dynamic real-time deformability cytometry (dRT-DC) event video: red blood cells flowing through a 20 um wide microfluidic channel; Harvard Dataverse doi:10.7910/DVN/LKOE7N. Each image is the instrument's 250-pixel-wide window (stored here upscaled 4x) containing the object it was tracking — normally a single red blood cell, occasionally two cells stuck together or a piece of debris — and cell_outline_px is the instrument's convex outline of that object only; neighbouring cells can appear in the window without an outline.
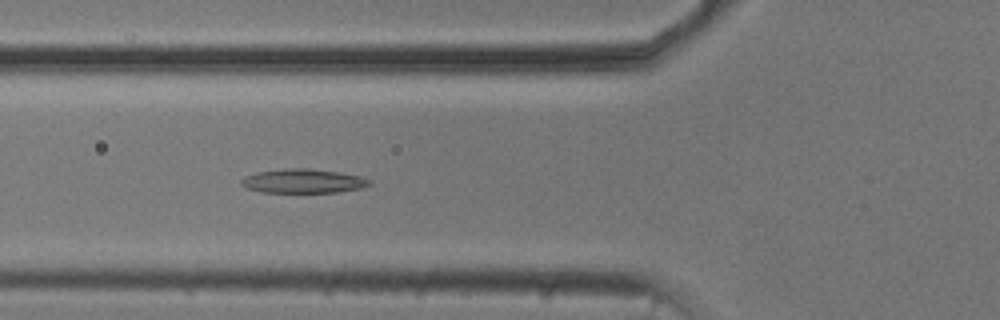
{"species": "common noctule bat (a hibernating species)", "species_latin": "Nyctalus noctula", "temperature_condition": "cold", "stored_images_in_passage": 44, "camera_frame_rate_fps": 3000, "um_per_image_px": 0.085, "animal": {"sex": "male", "body_mass_g": 20.5, "forearm_length_mm": 52.5}, "frame": {"image": 1, "passage_image": 10, "time_ms": 3.0, "image_size_px": [1000, 320], "cell_outline_px": [[372, 184], [360, 188], [340, 192], [260, 192], [244, 188], [240, 184], [240, 180], [244, 176], [256, 172], [284, 168], [308, 168], [340, 172], [360, 176], [372, 180]], "centroid_in_image_um": [25.74, 15.38], "position_along_channel_um": 100.1, "area_um2": 18.26}}
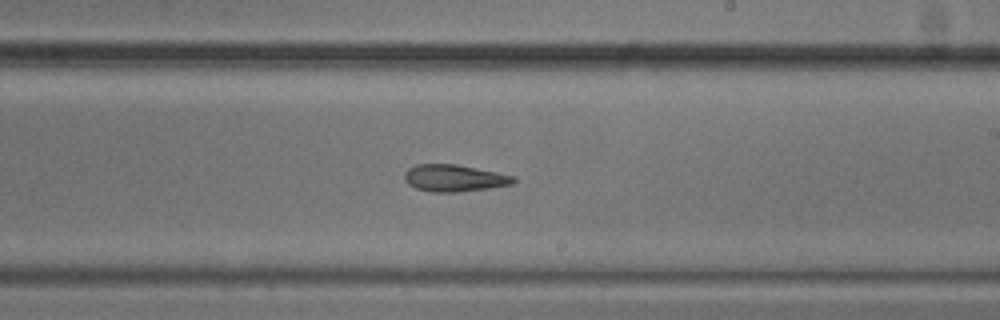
{"frame": {"image": 2, "passage_image": 22, "time_ms": 7.0, "image_size_px": [1000, 320], "cell_outline_px": [[516, 180], [512, 184], [488, 188], [456, 192], [432, 192], [416, 188], [408, 184], [404, 180], [404, 172], [408, 168], [416, 164], [456, 164], [516, 176]], "centroid_in_image_um": [38.58, 15.13], "position_along_channel_um": 250.4, "area_um2": 17.11}}
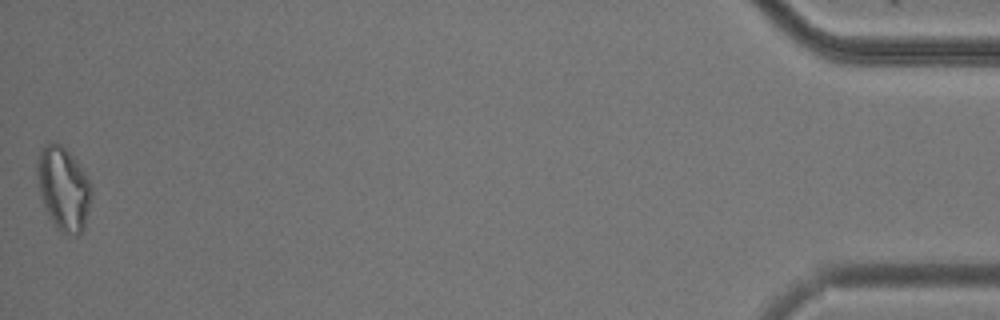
{"frame": {"image": 3, "passage_image": 44, "time_ms": 14.333, "image_size_px": [1000, 320], "cell_outline_px": [[92, 196], [84, 228], [80, 236], [76, 236], [60, 232], [48, 212], [44, 204], [40, 192], [36, 168], [36, 164], [40, 148], [48, 144], [60, 144], [76, 160], [92, 184]], "centroid_in_image_um": [5.42, 16.04], "position_along_channel_um": 429.8, "area_um2": 26.13}, "authors_computed_cell_mechanics": {"area_um2": 18.2359, "velocity_mm_per_s": 3.7503, "shape_relaxation_time_tau1_ms": 8.6873, "shape_relaxation_time_tau2_ms": null, "deformation_change_tau1": 0.1746, "deformation_change_tau2": null}}